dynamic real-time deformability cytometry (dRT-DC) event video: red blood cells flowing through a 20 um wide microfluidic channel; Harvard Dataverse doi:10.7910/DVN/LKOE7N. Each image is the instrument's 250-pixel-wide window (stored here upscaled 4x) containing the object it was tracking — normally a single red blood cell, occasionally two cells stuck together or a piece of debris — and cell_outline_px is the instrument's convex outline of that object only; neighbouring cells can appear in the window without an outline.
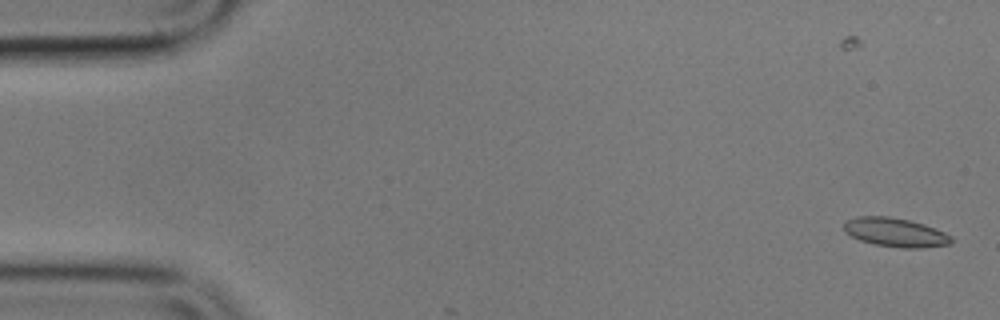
{"species": "common noctule bat (a hibernating species)", "species_latin": "Nyctalus noctula", "temperature_condition": "cold", "stored_images_in_passage": 3, "camera_frame_rate_fps": 3000, "um_per_image_px": 0.085, "animal": {"sex": "male", "body_mass_g": 17.9}, "frame": {"image": 1, "passage_image": 1, "time_ms": 0.0, "image_size_px": [1000, 320], "cell_outline_px": [[952, 244], [924, 248], [904, 248], [876, 244], [860, 240], [844, 232], [844, 224], [848, 220], [856, 216], [888, 216], [908, 220], [924, 224], [944, 232], [952, 236]], "centroid_in_image_um": [76.13, 19.75], "position_along_channel_um": 8.9, "area_um2": 18.03}}